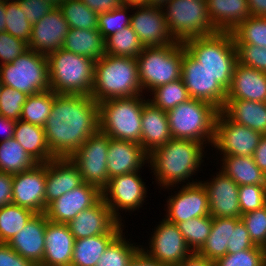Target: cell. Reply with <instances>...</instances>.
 <instances>
[{
    "label": "cell",
    "instance_id": "7bdbcfd3",
    "mask_svg": "<svg viewBox=\"0 0 266 266\" xmlns=\"http://www.w3.org/2000/svg\"><path fill=\"white\" fill-rule=\"evenodd\" d=\"M235 44L266 47V17L250 16L232 32Z\"/></svg>",
    "mask_w": 266,
    "mask_h": 266
},
{
    "label": "cell",
    "instance_id": "9a60e30c",
    "mask_svg": "<svg viewBox=\"0 0 266 266\" xmlns=\"http://www.w3.org/2000/svg\"><path fill=\"white\" fill-rule=\"evenodd\" d=\"M181 78L192 99L206 101L222 110L227 91L184 47Z\"/></svg>",
    "mask_w": 266,
    "mask_h": 266
},
{
    "label": "cell",
    "instance_id": "74e56055",
    "mask_svg": "<svg viewBox=\"0 0 266 266\" xmlns=\"http://www.w3.org/2000/svg\"><path fill=\"white\" fill-rule=\"evenodd\" d=\"M125 237L122 231L105 249L96 266H128L141 245Z\"/></svg>",
    "mask_w": 266,
    "mask_h": 266
},
{
    "label": "cell",
    "instance_id": "ab89813d",
    "mask_svg": "<svg viewBox=\"0 0 266 266\" xmlns=\"http://www.w3.org/2000/svg\"><path fill=\"white\" fill-rule=\"evenodd\" d=\"M54 102V91L45 90L28 95L22 108L20 119L33 125L44 127Z\"/></svg>",
    "mask_w": 266,
    "mask_h": 266
},
{
    "label": "cell",
    "instance_id": "5bb4252c",
    "mask_svg": "<svg viewBox=\"0 0 266 266\" xmlns=\"http://www.w3.org/2000/svg\"><path fill=\"white\" fill-rule=\"evenodd\" d=\"M263 135L230 120L219 111L215 121V137L212 148L222 156H253ZM221 153V154H220Z\"/></svg>",
    "mask_w": 266,
    "mask_h": 266
},
{
    "label": "cell",
    "instance_id": "03108f58",
    "mask_svg": "<svg viewBox=\"0 0 266 266\" xmlns=\"http://www.w3.org/2000/svg\"><path fill=\"white\" fill-rule=\"evenodd\" d=\"M6 0L0 1V33L5 32V26H6Z\"/></svg>",
    "mask_w": 266,
    "mask_h": 266
},
{
    "label": "cell",
    "instance_id": "83f0119b",
    "mask_svg": "<svg viewBox=\"0 0 266 266\" xmlns=\"http://www.w3.org/2000/svg\"><path fill=\"white\" fill-rule=\"evenodd\" d=\"M140 145L149 155L172 139L167 113L147 101L142 110Z\"/></svg>",
    "mask_w": 266,
    "mask_h": 266
},
{
    "label": "cell",
    "instance_id": "6125c7cd",
    "mask_svg": "<svg viewBox=\"0 0 266 266\" xmlns=\"http://www.w3.org/2000/svg\"><path fill=\"white\" fill-rule=\"evenodd\" d=\"M15 124V120L7 119L0 115V132H2L1 134H3V137L0 141H5L14 137Z\"/></svg>",
    "mask_w": 266,
    "mask_h": 266
},
{
    "label": "cell",
    "instance_id": "603a6c76",
    "mask_svg": "<svg viewBox=\"0 0 266 266\" xmlns=\"http://www.w3.org/2000/svg\"><path fill=\"white\" fill-rule=\"evenodd\" d=\"M148 164V154L136 142L109 139L107 153L108 180L126 173L137 172Z\"/></svg>",
    "mask_w": 266,
    "mask_h": 266
},
{
    "label": "cell",
    "instance_id": "b9f144b4",
    "mask_svg": "<svg viewBox=\"0 0 266 266\" xmlns=\"http://www.w3.org/2000/svg\"><path fill=\"white\" fill-rule=\"evenodd\" d=\"M69 28L98 29V14L81 0H65L58 6Z\"/></svg>",
    "mask_w": 266,
    "mask_h": 266
},
{
    "label": "cell",
    "instance_id": "e0dca14e",
    "mask_svg": "<svg viewBox=\"0 0 266 266\" xmlns=\"http://www.w3.org/2000/svg\"><path fill=\"white\" fill-rule=\"evenodd\" d=\"M46 163L13 175L12 203L33 211L45 213Z\"/></svg>",
    "mask_w": 266,
    "mask_h": 266
},
{
    "label": "cell",
    "instance_id": "7dc6e473",
    "mask_svg": "<svg viewBox=\"0 0 266 266\" xmlns=\"http://www.w3.org/2000/svg\"><path fill=\"white\" fill-rule=\"evenodd\" d=\"M214 263L215 266H266V249L255 245L237 253H227Z\"/></svg>",
    "mask_w": 266,
    "mask_h": 266
},
{
    "label": "cell",
    "instance_id": "ee69618b",
    "mask_svg": "<svg viewBox=\"0 0 266 266\" xmlns=\"http://www.w3.org/2000/svg\"><path fill=\"white\" fill-rule=\"evenodd\" d=\"M187 246L192 252H197L210 235L212 216L195 217L176 224Z\"/></svg>",
    "mask_w": 266,
    "mask_h": 266
},
{
    "label": "cell",
    "instance_id": "d6986e66",
    "mask_svg": "<svg viewBox=\"0 0 266 266\" xmlns=\"http://www.w3.org/2000/svg\"><path fill=\"white\" fill-rule=\"evenodd\" d=\"M75 239L103 234H120L124 231L121 223L101 198L92 207L82 210L68 224Z\"/></svg>",
    "mask_w": 266,
    "mask_h": 266
},
{
    "label": "cell",
    "instance_id": "8d00e7d4",
    "mask_svg": "<svg viewBox=\"0 0 266 266\" xmlns=\"http://www.w3.org/2000/svg\"><path fill=\"white\" fill-rule=\"evenodd\" d=\"M143 49L144 46L130 25L105 39V54L112 56L137 58Z\"/></svg>",
    "mask_w": 266,
    "mask_h": 266
},
{
    "label": "cell",
    "instance_id": "816d5d0a",
    "mask_svg": "<svg viewBox=\"0 0 266 266\" xmlns=\"http://www.w3.org/2000/svg\"><path fill=\"white\" fill-rule=\"evenodd\" d=\"M237 60L241 65L266 73V47L252 44H235Z\"/></svg>",
    "mask_w": 266,
    "mask_h": 266
},
{
    "label": "cell",
    "instance_id": "4316f807",
    "mask_svg": "<svg viewBox=\"0 0 266 266\" xmlns=\"http://www.w3.org/2000/svg\"><path fill=\"white\" fill-rule=\"evenodd\" d=\"M226 99L266 102V73L237 62Z\"/></svg>",
    "mask_w": 266,
    "mask_h": 266
},
{
    "label": "cell",
    "instance_id": "f5cc1de1",
    "mask_svg": "<svg viewBox=\"0 0 266 266\" xmlns=\"http://www.w3.org/2000/svg\"><path fill=\"white\" fill-rule=\"evenodd\" d=\"M29 50L27 42L8 32L0 33V65L12 63L17 57Z\"/></svg>",
    "mask_w": 266,
    "mask_h": 266
},
{
    "label": "cell",
    "instance_id": "be15d7a7",
    "mask_svg": "<svg viewBox=\"0 0 266 266\" xmlns=\"http://www.w3.org/2000/svg\"><path fill=\"white\" fill-rule=\"evenodd\" d=\"M179 266H215V263L193 252L186 257Z\"/></svg>",
    "mask_w": 266,
    "mask_h": 266
},
{
    "label": "cell",
    "instance_id": "ba28073f",
    "mask_svg": "<svg viewBox=\"0 0 266 266\" xmlns=\"http://www.w3.org/2000/svg\"><path fill=\"white\" fill-rule=\"evenodd\" d=\"M182 58L183 43L179 41L160 47H144L137 57L139 80L144 94L180 79Z\"/></svg>",
    "mask_w": 266,
    "mask_h": 266
},
{
    "label": "cell",
    "instance_id": "681fc988",
    "mask_svg": "<svg viewBox=\"0 0 266 266\" xmlns=\"http://www.w3.org/2000/svg\"><path fill=\"white\" fill-rule=\"evenodd\" d=\"M240 219L245 224L254 245L266 249V206L244 213Z\"/></svg>",
    "mask_w": 266,
    "mask_h": 266
},
{
    "label": "cell",
    "instance_id": "1f68e13d",
    "mask_svg": "<svg viewBox=\"0 0 266 266\" xmlns=\"http://www.w3.org/2000/svg\"><path fill=\"white\" fill-rule=\"evenodd\" d=\"M62 48L97 61L105 55V39L99 29L69 28Z\"/></svg>",
    "mask_w": 266,
    "mask_h": 266
},
{
    "label": "cell",
    "instance_id": "60d3db41",
    "mask_svg": "<svg viewBox=\"0 0 266 266\" xmlns=\"http://www.w3.org/2000/svg\"><path fill=\"white\" fill-rule=\"evenodd\" d=\"M148 98L155 107L168 112L179 104L190 99L182 78L156 87L151 91Z\"/></svg>",
    "mask_w": 266,
    "mask_h": 266
},
{
    "label": "cell",
    "instance_id": "f6af8a7d",
    "mask_svg": "<svg viewBox=\"0 0 266 266\" xmlns=\"http://www.w3.org/2000/svg\"><path fill=\"white\" fill-rule=\"evenodd\" d=\"M5 13V32L28 43L31 37L32 24L21 10L18 0H6Z\"/></svg>",
    "mask_w": 266,
    "mask_h": 266
},
{
    "label": "cell",
    "instance_id": "f1b7e54d",
    "mask_svg": "<svg viewBox=\"0 0 266 266\" xmlns=\"http://www.w3.org/2000/svg\"><path fill=\"white\" fill-rule=\"evenodd\" d=\"M209 18L217 31L232 32L250 17L247 0H207Z\"/></svg>",
    "mask_w": 266,
    "mask_h": 266
},
{
    "label": "cell",
    "instance_id": "4dcf8cb0",
    "mask_svg": "<svg viewBox=\"0 0 266 266\" xmlns=\"http://www.w3.org/2000/svg\"><path fill=\"white\" fill-rule=\"evenodd\" d=\"M37 163L55 158L46 141L45 129L23 120L16 121L13 137Z\"/></svg>",
    "mask_w": 266,
    "mask_h": 266
},
{
    "label": "cell",
    "instance_id": "f907efd6",
    "mask_svg": "<svg viewBox=\"0 0 266 266\" xmlns=\"http://www.w3.org/2000/svg\"><path fill=\"white\" fill-rule=\"evenodd\" d=\"M241 214L266 206V186L241 185L238 188Z\"/></svg>",
    "mask_w": 266,
    "mask_h": 266
},
{
    "label": "cell",
    "instance_id": "89a4df30",
    "mask_svg": "<svg viewBox=\"0 0 266 266\" xmlns=\"http://www.w3.org/2000/svg\"><path fill=\"white\" fill-rule=\"evenodd\" d=\"M45 1L51 2L55 6H59L65 0H45Z\"/></svg>",
    "mask_w": 266,
    "mask_h": 266
},
{
    "label": "cell",
    "instance_id": "52a82bcc",
    "mask_svg": "<svg viewBox=\"0 0 266 266\" xmlns=\"http://www.w3.org/2000/svg\"><path fill=\"white\" fill-rule=\"evenodd\" d=\"M144 95L111 98L99 104V129L110 138L140 144Z\"/></svg>",
    "mask_w": 266,
    "mask_h": 266
},
{
    "label": "cell",
    "instance_id": "db71d44e",
    "mask_svg": "<svg viewBox=\"0 0 266 266\" xmlns=\"http://www.w3.org/2000/svg\"><path fill=\"white\" fill-rule=\"evenodd\" d=\"M254 246L242 220L235 226H231V235L227 242V253H237L242 250L253 248Z\"/></svg>",
    "mask_w": 266,
    "mask_h": 266
},
{
    "label": "cell",
    "instance_id": "277c9868",
    "mask_svg": "<svg viewBox=\"0 0 266 266\" xmlns=\"http://www.w3.org/2000/svg\"><path fill=\"white\" fill-rule=\"evenodd\" d=\"M186 50L227 91L231 85L237 60V49L231 32L193 37L183 42Z\"/></svg>",
    "mask_w": 266,
    "mask_h": 266
},
{
    "label": "cell",
    "instance_id": "3957f363",
    "mask_svg": "<svg viewBox=\"0 0 266 266\" xmlns=\"http://www.w3.org/2000/svg\"><path fill=\"white\" fill-rule=\"evenodd\" d=\"M137 58L105 54L95 61L91 97L100 103L111 98L143 95Z\"/></svg>",
    "mask_w": 266,
    "mask_h": 266
},
{
    "label": "cell",
    "instance_id": "6f0895ef",
    "mask_svg": "<svg viewBox=\"0 0 266 266\" xmlns=\"http://www.w3.org/2000/svg\"><path fill=\"white\" fill-rule=\"evenodd\" d=\"M13 175L0 172V207L12 203Z\"/></svg>",
    "mask_w": 266,
    "mask_h": 266
},
{
    "label": "cell",
    "instance_id": "c3c4849f",
    "mask_svg": "<svg viewBox=\"0 0 266 266\" xmlns=\"http://www.w3.org/2000/svg\"><path fill=\"white\" fill-rule=\"evenodd\" d=\"M28 95L12 87L1 86L0 115L15 121L20 120L23 105Z\"/></svg>",
    "mask_w": 266,
    "mask_h": 266
},
{
    "label": "cell",
    "instance_id": "94428289",
    "mask_svg": "<svg viewBox=\"0 0 266 266\" xmlns=\"http://www.w3.org/2000/svg\"><path fill=\"white\" fill-rule=\"evenodd\" d=\"M128 266H165L150 258L143 250H139L132 260L129 262Z\"/></svg>",
    "mask_w": 266,
    "mask_h": 266
},
{
    "label": "cell",
    "instance_id": "91938a15",
    "mask_svg": "<svg viewBox=\"0 0 266 266\" xmlns=\"http://www.w3.org/2000/svg\"><path fill=\"white\" fill-rule=\"evenodd\" d=\"M253 159L266 176V135L260 138L259 144L254 151Z\"/></svg>",
    "mask_w": 266,
    "mask_h": 266
},
{
    "label": "cell",
    "instance_id": "7402d4cb",
    "mask_svg": "<svg viewBox=\"0 0 266 266\" xmlns=\"http://www.w3.org/2000/svg\"><path fill=\"white\" fill-rule=\"evenodd\" d=\"M68 31V23L61 9L56 6L40 21L32 24L29 49L47 56L62 48Z\"/></svg>",
    "mask_w": 266,
    "mask_h": 266
},
{
    "label": "cell",
    "instance_id": "ffe728a7",
    "mask_svg": "<svg viewBox=\"0 0 266 266\" xmlns=\"http://www.w3.org/2000/svg\"><path fill=\"white\" fill-rule=\"evenodd\" d=\"M216 176L206 181L199 180L208 195L209 212L212 217L241 218L239 185L218 169ZM209 181V182H208Z\"/></svg>",
    "mask_w": 266,
    "mask_h": 266
},
{
    "label": "cell",
    "instance_id": "836d02e7",
    "mask_svg": "<svg viewBox=\"0 0 266 266\" xmlns=\"http://www.w3.org/2000/svg\"><path fill=\"white\" fill-rule=\"evenodd\" d=\"M240 220V218L212 217L210 235L196 253L212 262L225 256L231 226H235Z\"/></svg>",
    "mask_w": 266,
    "mask_h": 266
},
{
    "label": "cell",
    "instance_id": "f35d334b",
    "mask_svg": "<svg viewBox=\"0 0 266 266\" xmlns=\"http://www.w3.org/2000/svg\"><path fill=\"white\" fill-rule=\"evenodd\" d=\"M35 214L13 203L0 207V243H7Z\"/></svg>",
    "mask_w": 266,
    "mask_h": 266
},
{
    "label": "cell",
    "instance_id": "5b68a950",
    "mask_svg": "<svg viewBox=\"0 0 266 266\" xmlns=\"http://www.w3.org/2000/svg\"><path fill=\"white\" fill-rule=\"evenodd\" d=\"M49 84L56 94L91 95L95 61L63 48L47 55Z\"/></svg>",
    "mask_w": 266,
    "mask_h": 266
},
{
    "label": "cell",
    "instance_id": "d590c367",
    "mask_svg": "<svg viewBox=\"0 0 266 266\" xmlns=\"http://www.w3.org/2000/svg\"><path fill=\"white\" fill-rule=\"evenodd\" d=\"M36 164L14 138L0 141V172L14 175L25 172Z\"/></svg>",
    "mask_w": 266,
    "mask_h": 266
},
{
    "label": "cell",
    "instance_id": "d6a6232c",
    "mask_svg": "<svg viewBox=\"0 0 266 266\" xmlns=\"http://www.w3.org/2000/svg\"><path fill=\"white\" fill-rule=\"evenodd\" d=\"M221 171L239 186H266V176L254 162L253 156H220Z\"/></svg>",
    "mask_w": 266,
    "mask_h": 266
},
{
    "label": "cell",
    "instance_id": "11a10c76",
    "mask_svg": "<svg viewBox=\"0 0 266 266\" xmlns=\"http://www.w3.org/2000/svg\"><path fill=\"white\" fill-rule=\"evenodd\" d=\"M21 10L31 23H37L56 6L45 0H18Z\"/></svg>",
    "mask_w": 266,
    "mask_h": 266
},
{
    "label": "cell",
    "instance_id": "4fadbf2b",
    "mask_svg": "<svg viewBox=\"0 0 266 266\" xmlns=\"http://www.w3.org/2000/svg\"><path fill=\"white\" fill-rule=\"evenodd\" d=\"M154 230V231H153ZM148 245L141 246L150 258L157 260L165 266H179L193 252L179 231L177 225L162 218L159 224L152 229Z\"/></svg>",
    "mask_w": 266,
    "mask_h": 266
},
{
    "label": "cell",
    "instance_id": "a7ac6f4b",
    "mask_svg": "<svg viewBox=\"0 0 266 266\" xmlns=\"http://www.w3.org/2000/svg\"><path fill=\"white\" fill-rule=\"evenodd\" d=\"M168 0H148V3L151 5H162L164 2Z\"/></svg>",
    "mask_w": 266,
    "mask_h": 266
},
{
    "label": "cell",
    "instance_id": "44dd1931",
    "mask_svg": "<svg viewBox=\"0 0 266 266\" xmlns=\"http://www.w3.org/2000/svg\"><path fill=\"white\" fill-rule=\"evenodd\" d=\"M102 198L101 191L88 183L63 194L52 201L46 208L45 214L49 221L68 224L82 210L95 205Z\"/></svg>",
    "mask_w": 266,
    "mask_h": 266
},
{
    "label": "cell",
    "instance_id": "680465c9",
    "mask_svg": "<svg viewBox=\"0 0 266 266\" xmlns=\"http://www.w3.org/2000/svg\"><path fill=\"white\" fill-rule=\"evenodd\" d=\"M88 8L98 15L108 13L116 8H119L121 0H81Z\"/></svg>",
    "mask_w": 266,
    "mask_h": 266
},
{
    "label": "cell",
    "instance_id": "e575fe53",
    "mask_svg": "<svg viewBox=\"0 0 266 266\" xmlns=\"http://www.w3.org/2000/svg\"><path fill=\"white\" fill-rule=\"evenodd\" d=\"M119 234H103L75 239L71 266H96L108 245Z\"/></svg>",
    "mask_w": 266,
    "mask_h": 266
},
{
    "label": "cell",
    "instance_id": "6da1fadb",
    "mask_svg": "<svg viewBox=\"0 0 266 266\" xmlns=\"http://www.w3.org/2000/svg\"><path fill=\"white\" fill-rule=\"evenodd\" d=\"M55 158L71 157L99 129V104L90 95L56 94L43 127Z\"/></svg>",
    "mask_w": 266,
    "mask_h": 266
},
{
    "label": "cell",
    "instance_id": "cb8c5ba5",
    "mask_svg": "<svg viewBox=\"0 0 266 266\" xmlns=\"http://www.w3.org/2000/svg\"><path fill=\"white\" fill-rule=\"evenodd\" d=\"M45 213L35 214L7 244L20 256L33 261L37 266L42 262L45 247Z\"/></svg>",
    "mask_w": 266,
    "mask_h": 266
},
{
    "label": "cell",
    "instance_id": "8992f818",
    "mask_svg": "<svg viewBox=\"0 0 266 266\" xmlns=\"http://www.w3.org/2000/svg\"><path fill=\"white\" fill-rule=\"evenodd\" d=\"M218 112L212 104L190 98L166 112L171 137L199 141L212 147Z\"/></svg>",
    "mask_w": 266,
    "mask_h": 266
},
{
    "label": "cell",
    "instance_id": "9c48e42d",
    "mask_svg": "<svg viewBox=\"0 0 266 266\" xmlns=\"http://www.w3.org/2000/svg\"><path fill=\"white\" fill-rule=\"evenodd\" d=\"M168 31L175 41L184 42L217 32L207 10V0H168L161 5Z\"/></svg>",
    "mask_w": 266,
    "mask_h": 266
},
{
    "label": "cell",
    "instance_id": "ac0fdd59",
    "mask_svg": "<svg viewBox=\"0 0 266 266\" xmlns=\"http://www.w3.org/2000/svg\"><path fill=\"white\" fill-rule=\"evenodd\" d=\"M131 11L130 26L144 47H160L176 42L168 31L160 5L132 7Z\"/></svg>",
    "mask_w": 266,
    "mask_h": 266
},
{
    "label": "cell",
    "instance_id": "484cf974",
    "mask_svg": "<svg viewBox=\"0 0 266 266\" xmlns=\"http://www.w3.org/2000/svg\"><path fill=\"white\" fill-rule=\"evenodd\" d=\"M44 257L38 266H71L75 238L67 224L47 221Z\"/></svg>",
    "mask_w": 266,
    "mask_h": 266
},
{
    "label": "cell",
    "instance_id": "8fae6325",
    "mask_svg": "<svg viewBox=\"0 0 266 266\" xmlns=\"http://www.w3.org/2000/svg\"><path fill=\"white\" fill-rule=\"evenodd\" d=\"M110 137L98 129L70 157L84 183L102 191L108 183L107 153Z\"/></svg>",
    "mask_w": 266,
    "mask_h": 266
},
{
    "label": "cell",
    "instance_id": "003e7915",
    "mask_svg": "<svg viewBox=\"0 0 266 266\" xmlns=\"http://www.w3.org/2000/svg\"><path fill=\"white\" fill-rule=\"evenodd\" d=\"M121 3L122 5L131 7L150 5L148 0H121Z\"/></svg>",
    "mask_w": 266,
    "mask_h": 266
},
{
    "label": "cell",
    "instance_id": "7c38bea8",
    "mask_svg": "<svg viewBox=\"0 0 266 266\" xmlns=\"http://www.w3.org/2000/svg\"><path fill=\"white\" fill-rule=\"evenodd\" d=\"M141 171L126 173L112 177L101 191L102 199L113 215L123 223L121 212H134L144 205L148 193L146 183L141 177Z\"/></svg>",
    "mask_w": 266,
    "mask_h": 266
},
{
    "label": "cell",
    "instance_id": "2e32d148",
    "mask_svg": "<svg viewBox=\"0 0 266 266\" xmlns=\"http://www.w3.org/2000/svg\"><path fill=\"white\" fill-rule=\"evenodd\" d=\"M180 186L178 191H173L175 194L171 193L166 199L164 218L177 224L210 215L207 191L200 181Z\"/></svg>",
    "mask_w": 266,
    "mask_h": 266
},
{
    "label": "cell",
    "instance_id": "f546056e",
    "mask_svg": "<svg viewBox=\"0 0 266 266\" xmlns=\"http://www.w3.org/2000/svg\"><path fill=\"white\" fill-rule=\"evenodd\" d=\"M221 111L237 124L266 135V102L226 99Z\"/></svg>",
    "mask_w": 266,
    "mask_h": 266
},
{
    "label": "cell",
    "instance_id": "7a4b0ae2",
    "mask_svg": "<svg viewBox=\"0 0 266 266\" xmlns=\"http://www.w3.org/2000/svg\"><path fill=\"white\" fill-rule=\"evenodd\" d=\"M205 145L199 141L172 138L148 155V168L154 173L159 189H179L184 183L195 184L193 176L199 172L206 156ZM198 171V172H197ZM190 178V179H189ZM190 180L192 182H190ZM188 183H187V182Z\"/></svg>",
    "mask_w": 266,
    "mask_h": 266
},
{
    "label": "cell",
    "instance_id": "9f6ffc18",
    "mask_svg": "<svg viewBox=\"0 0 266 266\" xmlns=\"http://www.w3.org/2000/svg\"><path fill=\"white\" fill-rule=\"evenodd\" d=\"M0 266H37L33 261L20 256L7 243H0Z\"/></svg>",
    "mask_w": 266,
    "mask_h": 266
},
{
    "label": "cell",
    "instance_id": "bcb514c9",
    "mask_svg": "<svg viewBox=\"0 0 266 266\" xmlns=\"http://www.w3.org/2000/svg\"><path fill=\"white\" fill-rule=\"evenodd\" d=\"M130 9L131 6L121 5L108 13L98 15V29L104 39L130 25Z\"/></svg>",
    "mask_w": 266,
    "mask_h": 266
},
{
    "label": "cell",
    "instance_id": "30bf717a",
    "mask_svg": "<svg viewBox=\"0 0 266 266\" xmlns=\"http://www.w3.org/2000/svg\"><path fill=\"white\" fill-rule=\"evenodd\" d=\"M0 82L27 95L50 90L47 56L27 50L12 63L0 65Z\"/></svg>",
    "mask_w": 266,
    "mask_h": 266
},
{
    "label": "cell",
    "instance_id": "e7e4bbea",
    "mask_svg": "<svg viewBox=\"0 0 266 266\" xmlns=\"http://www.w3.org/2000/svg\"><path fill=\"white\" fill-rule=\"evenodd\" d=\"M251 16L266 17V0H247Z\"/></svg>",
    "mask_w": 266,
    "mask_h": 266
},
{
    "label": "cell",
    "instance_id": "d4e9b609",
    "mask_svg": "<svg viewBox=\"0 0 266 266\" xmlns=\"http://www.w3.org/2000/svg\"><path fill=\"white\" fill-rule=\"evenodd\" d=\"M82 176L77 165L68 158H53L47 162L45 206L63 194L80 186Z\"/></svg>",
    "mask_w": 266,
    "mask_h": 266
}]
</instances>
